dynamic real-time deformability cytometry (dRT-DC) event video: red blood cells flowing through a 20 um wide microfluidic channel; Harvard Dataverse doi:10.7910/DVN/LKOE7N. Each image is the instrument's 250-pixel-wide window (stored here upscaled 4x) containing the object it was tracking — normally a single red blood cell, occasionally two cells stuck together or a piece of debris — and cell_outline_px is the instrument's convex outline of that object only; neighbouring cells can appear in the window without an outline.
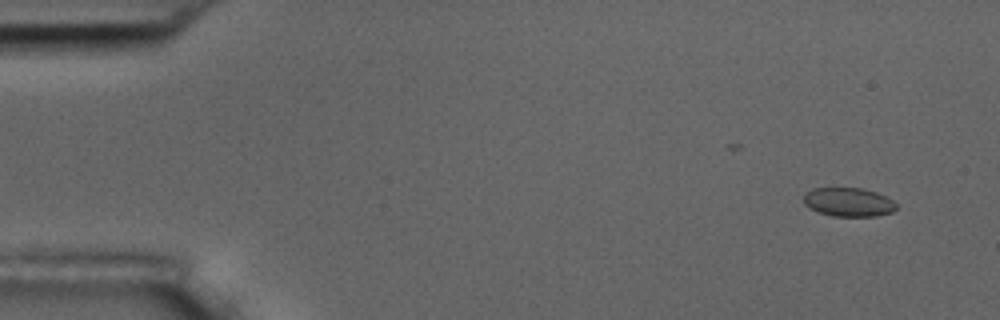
{"species": "common noctule bat (a hibernating species)", "species_latin": "Nyctalus noctula", "temperature_condition": "room temperature", "stored_images_in_passage": 5, "camera_frame_rate_fps": 3000, "um_per_image_px": 0.085, "animal": {"sex": "male", "body_mass_g": 17.5, "forearm_length_mm": 52.3}, "frame": {"image": 1, "passage_image": 1, "time_ms": 0.0, "image_size_px": [1000, 320], "cell_outline_px": [[896, 208], [892, 212], [876, 216], [832, 216], [808, 208], [804, 204], [804, 196], [812, 188], [860, 188], [876, 192], [892, 200], [896, 204]], "centroid_in_image_um": [72.11, 17.18], "position_along_channel_um": 12.9, "area_um2": 15.43}}
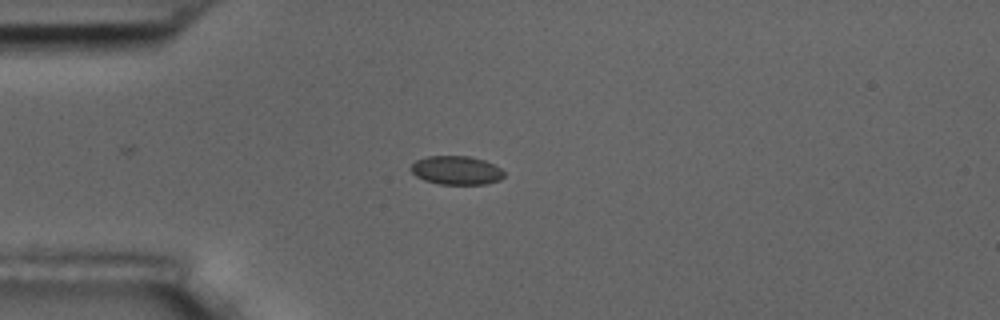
{"frame": {"image": 2, "passage_image": 4, "time_ms": 3.667, "image_size_px": [1000, 320], "cell_outline_px": [[504, 176], [500, 180], [488, 184], [440, 184], [424, 180], [416, 176], [408, 168], [416, 160], [428, 156], [468, 156], [484, 160], [500, 168], [504, 172]], "centroid_in_image_um": [38.78, 14.48], "position_along_channel_um": 46.2, "area_um2": 15.61}}